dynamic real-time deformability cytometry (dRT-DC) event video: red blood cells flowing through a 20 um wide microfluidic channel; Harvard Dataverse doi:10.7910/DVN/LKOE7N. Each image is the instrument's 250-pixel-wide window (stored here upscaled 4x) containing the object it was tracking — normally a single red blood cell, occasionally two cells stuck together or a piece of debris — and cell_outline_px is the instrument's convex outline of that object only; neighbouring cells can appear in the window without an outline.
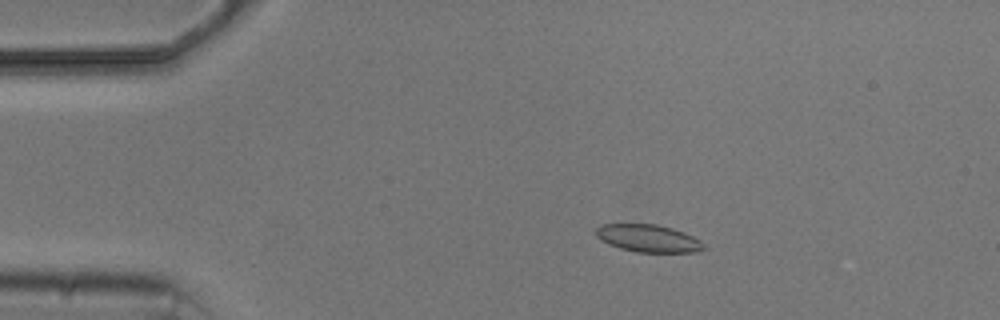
{"species": "common noctule bat (a hibernating species)", "species_latin": "Nyctalus noctula", "temperature_condition": "cold", "stored_images_in_passage": 4, "camera_frame_rate_fps": 3000, "um_per_image_px": 0.085, "animal": {"sex": "male", "body_mass_g": 20.5, "forearm_length_mm": 52.5}, "frame": {"image": 1, "passage_image": 2, "time_ms": 1.333, "image_size_px": [1000, 320], "cell_outline_px": [[704, 248], [696, 252], [636, 252], [620, 248], [608, 244], [600, 240], [596, 236], [596, 228], [600, 224], [656, 224], [672, 228], [684, 232], [700, 240], [704, 244]], "centroid_in_image_um": [55.07, 20.25], "position_along_channel_um": 29.9, "area_um2": 17.28}}